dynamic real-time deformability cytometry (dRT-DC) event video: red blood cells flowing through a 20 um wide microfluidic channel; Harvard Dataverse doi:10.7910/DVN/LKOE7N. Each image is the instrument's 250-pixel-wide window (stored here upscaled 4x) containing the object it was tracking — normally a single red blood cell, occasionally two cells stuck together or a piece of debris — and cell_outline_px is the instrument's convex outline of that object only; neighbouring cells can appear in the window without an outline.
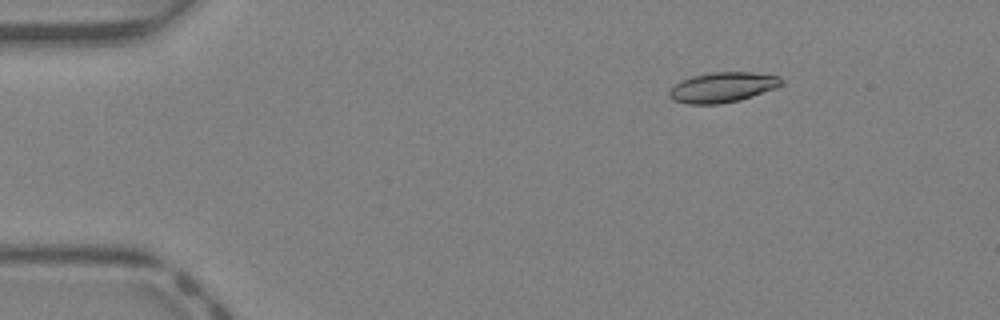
{"species": "Egyptian fruit bat (a non-hibernating species)", "species_latin": "Rousettus aegyptiacus", "temperature_condition": "warm", "stored_images_in_passage": 43, "camera_frame_rate_fps": 3000, "um_per_image_px": 0.085, "animal": {"sex": "female"}, "frame": {"image": 1, "passage_image": 7, "time_ms": 2.0, "image_size_px": [1000, 320], "cell_outline_px": [[784, 84], [776, 88], [740, 100], [720, 104], [688, 104], [672, 100], [668, 96], [668, 92], [680, 80], [692, 76], [712, 72], [752, 72], [780, 76], [784, 80]], "centroid_in_image_um": [61.43, 7.42], "position_along_channel_um": 23.6, "area_um2": 19.88}}
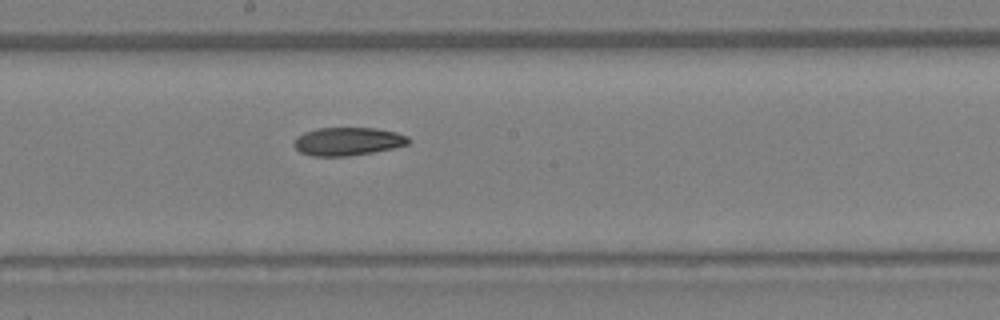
{"frame": {"image": 2, "passage_image": 24, "time_ms": 7.667, "image_size_px": [1000, 320], "cell_outline_px": [[412, 140], [408, 144], [392, 148], [372, 152], [348, 156], [312, 156], [300, 152], [292, 144], [296, 136], [304, 132], [316, 128], [376, 128], [396, 132], [408, 136]], "centroid_in_image_um": [29.54, 12.01], "position_along_channel_um": 218.7, "area_um2": 18.9}}
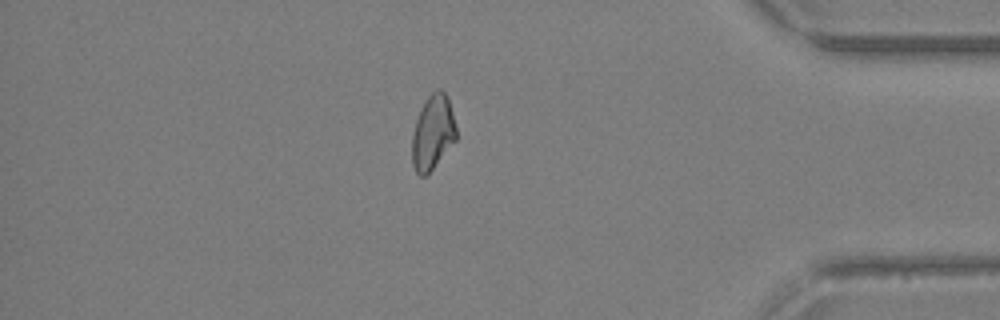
{"frame": {"image": 3, "passage_image": 37, "time_ms": 12.0, "image_size_px": [1000, 320], "cell_outline_px": [[456, 140], [432, 168], [424, 176], [420, 176], [416, 172], [412, 164], [412, 132], [420, 108], [424, 100], [436, 88], [440, 88], [448, 96], [456, 128]], "centroid_in_image_um": [36.77, 11.21], "position_along_channel_um": 398.4, "area_um2": 19.19}, "authors_computed_cell_mechanics": {"area_um2": 19.4786, "velocity_mm_per_s": 4.9148, "shape_relaxation_time_tau1_ms": null, "shape_relaxation_time_tau2_ms": 5.7281, "deformation_change_tau1": null, "deformation_change_tau2": 0.1429}}